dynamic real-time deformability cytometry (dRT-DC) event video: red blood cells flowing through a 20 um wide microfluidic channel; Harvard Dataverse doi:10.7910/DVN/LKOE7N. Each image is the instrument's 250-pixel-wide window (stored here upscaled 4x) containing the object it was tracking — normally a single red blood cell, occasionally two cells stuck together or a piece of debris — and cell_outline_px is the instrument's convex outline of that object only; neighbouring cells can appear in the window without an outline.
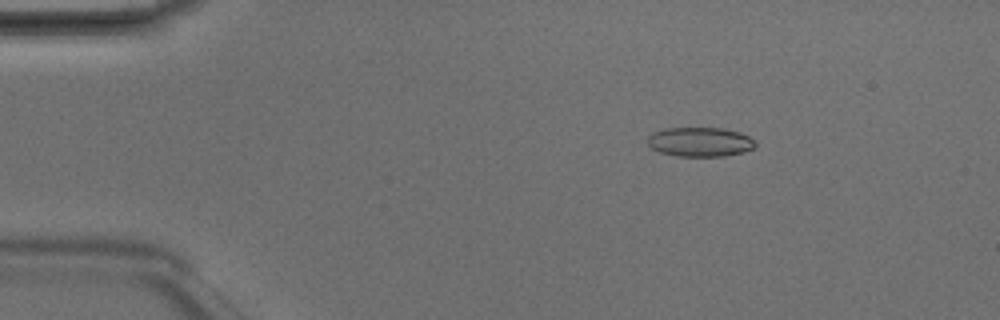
{"species": "Egyptian fruit bat (a non-hibernating species)", "species_latin": "Rousettus aegyptiacus", "temperature_condition": "room temperature", "stored_images_in_passage": 4, "camera_frame_rate_fps": 3000, "um_per_image_px": 0.085, "animal": {"sex": "male"}, "frame": {"image": 1, "passage_image": 3, "time_ms": 0.667, "image_size_px": [1000, 320], "cell_outline_px": [[756, 144], [752, 148], [744, 152], [724, 156], [676, 156], [660, 152], [652, 148], [648, 144], [648, 136], [652, 132], [664, 128], [724, 128], [740, 132], [756, 140]], "centroid_in_image_um": [59.5, 12.05], "position_along_channel_um": 25.5, "area_um2": 18.55}}